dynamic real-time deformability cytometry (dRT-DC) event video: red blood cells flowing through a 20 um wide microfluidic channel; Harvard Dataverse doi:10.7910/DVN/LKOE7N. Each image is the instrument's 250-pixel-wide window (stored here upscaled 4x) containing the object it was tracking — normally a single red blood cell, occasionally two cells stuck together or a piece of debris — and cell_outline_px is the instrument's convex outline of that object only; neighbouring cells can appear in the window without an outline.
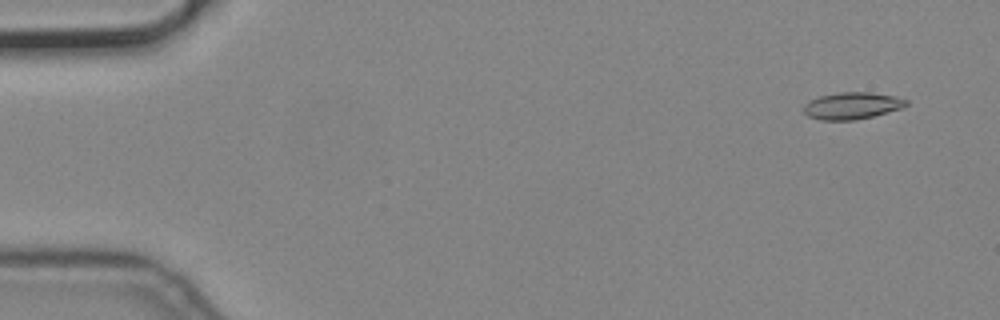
{"species": "common noctule bat (a hibernating species)", "species_latin": "Nyctalus noctula", "temperature_condition": "cold", "stored_images_in_passage": 4, "camera_frame_rate_fps": 3000, "um_per_image_px": 0.085, "animal": {"sex": "male", "body_mass_g": 19.2, "forearm_length_mm": 51.8}, "frame": {"image": 1, "passage_image": 1, "time_ms": 0.0, "image_size_px": [1000, 320], "cell_outline_px": [[908, 104], [900, 108], [872, 116], [856, 120], [820, 120], [808, 116], [804, 112], [804, 104], [808, 100], [820, 96], [840, 92], [872, 92], [896, 96], [908, 100]], "centroid_in_image_um": [72.4, 8.98], "position_along_channel_um": 12.6, "area_um2": 16.07}}